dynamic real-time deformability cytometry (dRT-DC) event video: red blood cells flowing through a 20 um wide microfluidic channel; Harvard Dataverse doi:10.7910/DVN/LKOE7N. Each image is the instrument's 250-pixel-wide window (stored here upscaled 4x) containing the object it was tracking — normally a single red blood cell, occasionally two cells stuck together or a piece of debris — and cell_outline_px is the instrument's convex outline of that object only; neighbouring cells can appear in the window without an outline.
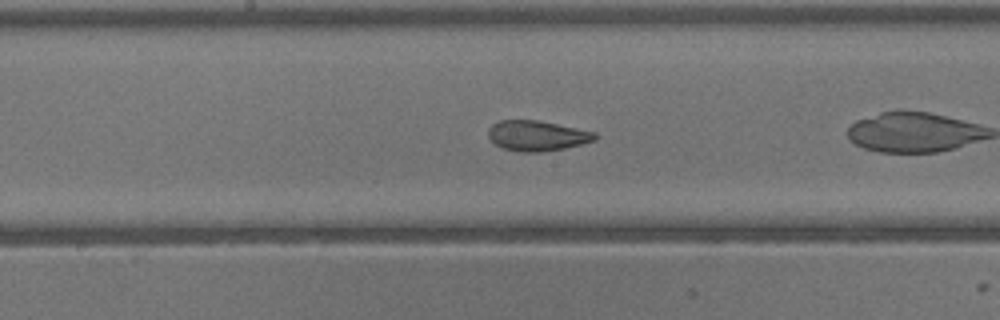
{"species": "common noctule bat (a hibernating species)", "species_latin": "Nyctalus noctula", "temperature_condition": "warm", "stored_images_in_passage": 18, "camera_frame_rate_fps": 3000, "um_per_image_px": 0.085, "animal": {"sex": "male", "body_mass_g": 13.3}, "frame": {"image": 1, "passage_image": 16, "time_ms": 5.0, "image_size_px": [1000, 320], "cell_outline_px": [[596, 140], [564, 148], [540, 152], [520, 152], [504, 148], [496, 144], [488, 136], [488, 128], [492, 124], [500, 120], [536, 120], [596, 132]], "centroid_in_image_um": [45.63, 11.53], "position_along_channel_um": 202.6, "area_um2": 18.61}}